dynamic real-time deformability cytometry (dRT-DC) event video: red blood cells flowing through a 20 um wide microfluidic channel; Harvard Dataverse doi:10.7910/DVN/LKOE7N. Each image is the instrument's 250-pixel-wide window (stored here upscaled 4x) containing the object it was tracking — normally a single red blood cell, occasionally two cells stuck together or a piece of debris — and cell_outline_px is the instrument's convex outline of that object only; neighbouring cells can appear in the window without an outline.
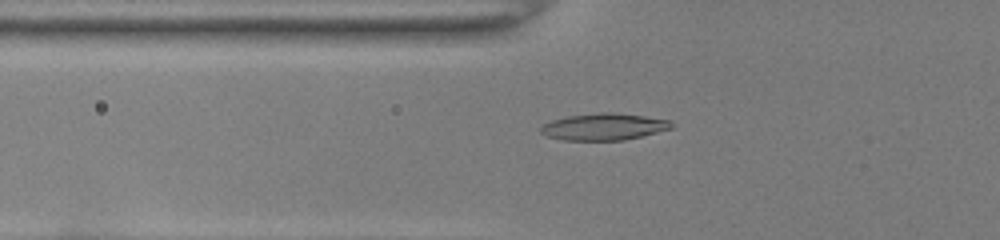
{"species": "common noctule bat (a hibernating species)", "species_latin": "Nyctalus noctula", "temperature_condition": "room temperature", "stored_images_in_passage": 41, "camera_frame_rate_fps": 3000, "um_per_image_px": 0.085, "animal": {"sex": "female", "body_mass_g": 22.0, "forearm_length_mm": 56.7}, "frame": {"image": 1, "passage_image": 9, "time_ms": 2.667, "image_size_px": [1000, 240], "cell_outline_px": [[676, 124], [672, 128], [624, 140], [564, 140], [544, 136], [540, 132], [540, 128], [544, 124], [552, 120], [568, 116], [600, 112], [612, 112], [644, 116], [672, 120]], "centroid_in_image_um": [51.34, 10.77], "position_along_channel_um": 74.5, "area_um2": 20.46}}
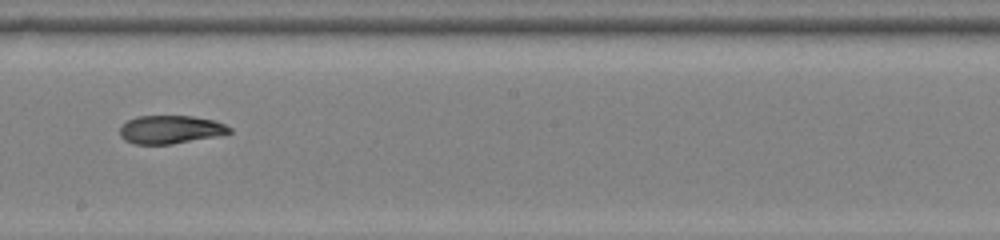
{"frame": {"image": 2, "passage_image": 21, "time_ms": 6.667, "image_size_px": [1000, 240], "cell_outline_px": [[232, 132], [216, 136], [172, 144], [136, 144], [124, 140], [120, 136], [120, 128], [128, 120], [136, 116], [192, 116], [216, 120], [232, 128]], "centroid_in_image_um": [14.5, 11.0], "position_along_channel_um": 233.7, "area_um2": 18.03}}
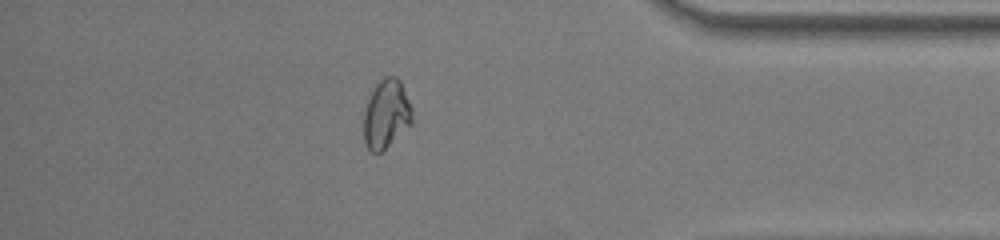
{"frame": {"image": 3, "passage_image": 35, "time_ms": 11.333, "image_size_px": [1000, 240], "cell_outline_px": [[412, 124], [380, 152], [372, 152], [364, 144], [364, 112], [368, 100], [376, 84], [384, 76], [396, 76], [400, 80], [412, 108]], "centroid_in_image_um": [32.84, 9.68], "position_along_channel_um": 402.4, "area_um2": 19.25}, "authors_computed_cell_mechanics": {"area_um2": 19.074, "velocity_mm_per_s": 4.0313, "shape_relaxation_time_tau1_ms": 11.2199, "shape_relaxation_time_tau2_ms": 3.1391, "deformation_change_tau1": 0.2786, "deformation_change_tau2": 0.0836}}